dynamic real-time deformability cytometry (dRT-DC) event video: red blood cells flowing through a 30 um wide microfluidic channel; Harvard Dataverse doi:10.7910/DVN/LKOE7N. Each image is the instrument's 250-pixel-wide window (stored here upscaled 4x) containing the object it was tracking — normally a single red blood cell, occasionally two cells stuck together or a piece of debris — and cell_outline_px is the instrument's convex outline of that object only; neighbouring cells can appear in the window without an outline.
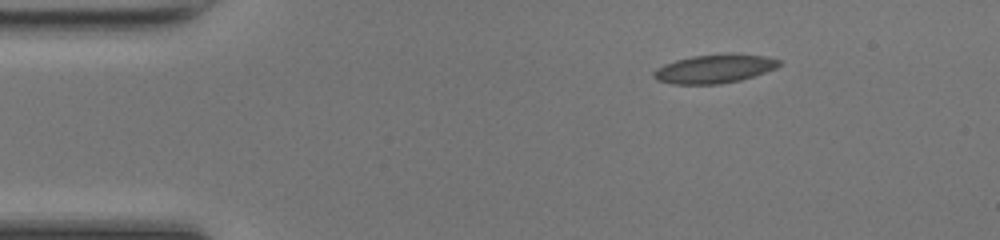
{"species": "common noctule bat (a hibernating species)", "species_latin": "Nyctalus noctula", "temperature_condition": "room temperature", "stored_images_in_passage": 42, "camera_frame_rate_fps": 3000, "um_per_image_px": 0.085, "animal": {"sex": "female", "body_mass_g": 17.0, "forearm_length_mm": 48.0}, "frame": {"image": 1, "passage_image": 1, "time_ms": 0.0, "image_size_px": [1000, 240], "cell_outline_px": [[780, 64], [776, 68], [740, 80], [720, 84], [672, 84], [656, 80], [652, 76], [652, 72], [656, 68], [664, 64], [676, 60], [692, 56], [728, 52], [732, 52], [764, 56], [780, 60]], "centroid_in_image_um": [60.69, 5.83], "position_along_channel_um": 24.3, "area_um2": 21.21}}
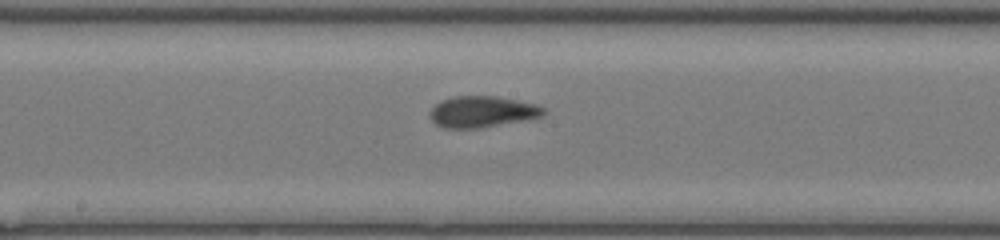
{"frame": {"image": 2, "passage_image": 19, "time_ms": 6.0, "image_size_px": [1000, 240], "cell_outline_px": [[544, 116], [528, 120], [480, 128], [444, 128], [436, 124], [432, 120], [432, 108], [440, 100], [456, 96], [496, 96], [536, 104], [544, 108]], "centroid_in_image_um": [41.03, 9.5], "position_along_channel_um": 207.2, "area_um2": 20.63}}
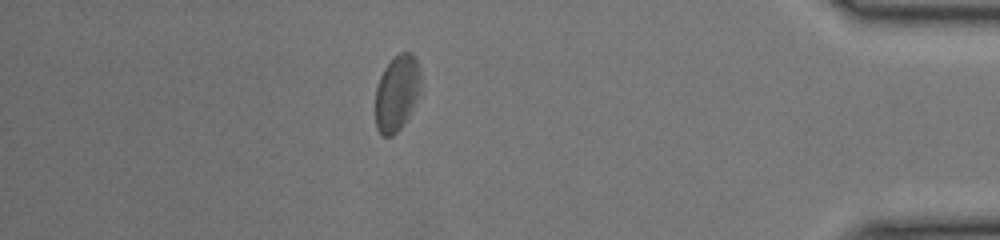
{"frame": {"image": 3, "passage_image": 36, "time_ms": 11.667, "image_size_px": [1000, 240], "cell_outline_px": [[420, 84], [416, 96], [408, 116], [404, 124], [392, 136], [380, 136], [376, 128], [376, 88], [380, 76], [384, 68], [400, 52], [412, 52], [416, 56], [420, 68]], "centroid_in_image_um": [33.72, 7.89], "position_along_channel_um": 401.5, "area_um2": 19.83}, "authors_computed_cell_mechanics": {"area_um2": 20.5768, "velocity_mm_per_s": 4.2507, "shape_relaxation_time_tau1_ms": 3.022, "shape_relaxation_time_tau2_ms": 1.5643, "deformation_change_tau1": 0.0758, "deformation_change_tau2": 0.0844}}